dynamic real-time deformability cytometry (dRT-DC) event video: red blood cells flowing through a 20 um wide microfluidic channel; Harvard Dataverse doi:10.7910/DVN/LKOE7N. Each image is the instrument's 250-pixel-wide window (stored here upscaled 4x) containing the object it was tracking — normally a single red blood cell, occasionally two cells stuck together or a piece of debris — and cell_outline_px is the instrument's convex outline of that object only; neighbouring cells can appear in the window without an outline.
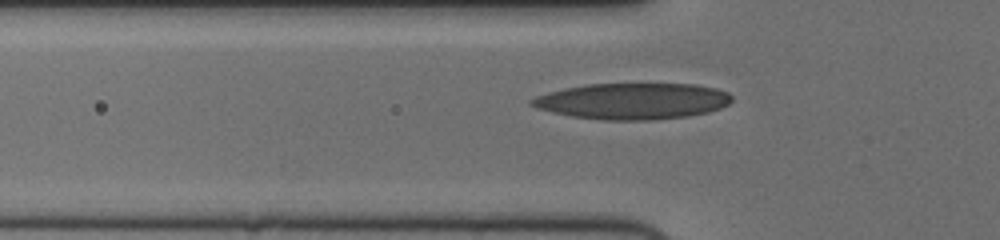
{"species": "human", "species_latin": "Homo sapiens", "temperature_condition": "cold", "stored_images_in_passage": 40, "camera_frame_rate_fps": 3000, "um_per_image_px": 0.085, "donor": {"sex": "female"}, "frame": {"image": 1, "passage_image": 9, "time_ms": 2.667, "image_size_px": [1000, 240], "cell_outline_px": [[732, 100], [728, 104], [720, 108], [708, 112], [688, 116], [652, 120], [604, 120], [572, 116], [552, 112], [536, 108], [528, 104], [528, 100], [536, 96], [548, 92], [564, 88], [588, 84], [696, 84], [716, 88], [728, 92], [732, 96]], "centroid_in_image_um": [53.76, 8.59], "position_along_channel_um": 72.0, "area_um2": 42.37}}
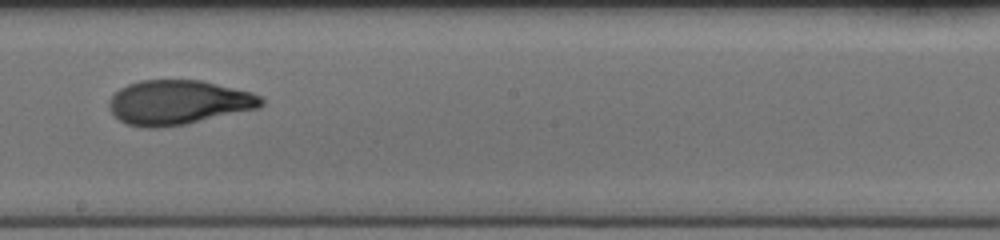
{"frame": {"image": 2, "passage_image": 22, "time_ms": 7.0, "image_size_px": [1000, 240], "cell_outline_px": [[264, 104], [260, 108], [184, 124], [156, 128], [144, 128], [128, 124], [120, 120], [112, 112], [108, 104], [108, 100], [120, 88], [128, 84], [140, 80], [200, 80], [252, 92], [260, 96], [264, 100]], "centroid_in_image_um": [15.17, 8.7], "position_along_channel_um": 233.0, "area_um2": 39.3}}
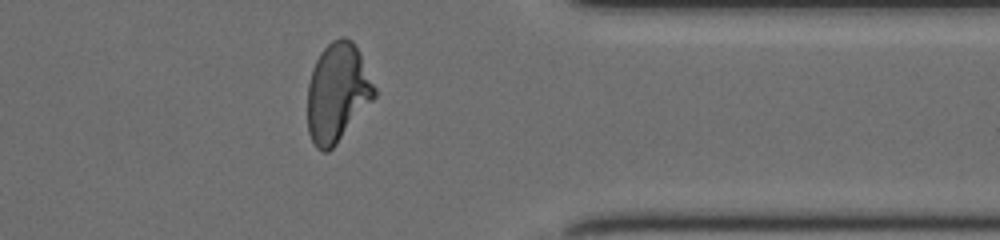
{"frame": {"image": 3, "passage_image": 35, "time_ms": 11.333, "image_size_px": [1000, 240], "cell_outline_px": [[376, 96], [336, 144], [328, 152], [320, 152], [316, 148], [308, 132], [308, 84], [312, 68], [320, 52], [332, 40], [340, 36], [344, 36], [352, 40], [360, 52], [376, 88]], "centroid_in_image_um": [28.68, 7.85], "position_along_channel_um": 382.7, "area_um2": 38.61}, "authors_computed_cell_mechanics": {"area_um2": 38.9283, "velocity_mm_per_s": 3.7166, "shape_relaxation_time_tau1_ms": 6.4691, "shape_relaxation_time_tau2_ms": 1.7656, "deformation_change_tau1": 0.2517, "deformation_change_tau2": 0.0823}}